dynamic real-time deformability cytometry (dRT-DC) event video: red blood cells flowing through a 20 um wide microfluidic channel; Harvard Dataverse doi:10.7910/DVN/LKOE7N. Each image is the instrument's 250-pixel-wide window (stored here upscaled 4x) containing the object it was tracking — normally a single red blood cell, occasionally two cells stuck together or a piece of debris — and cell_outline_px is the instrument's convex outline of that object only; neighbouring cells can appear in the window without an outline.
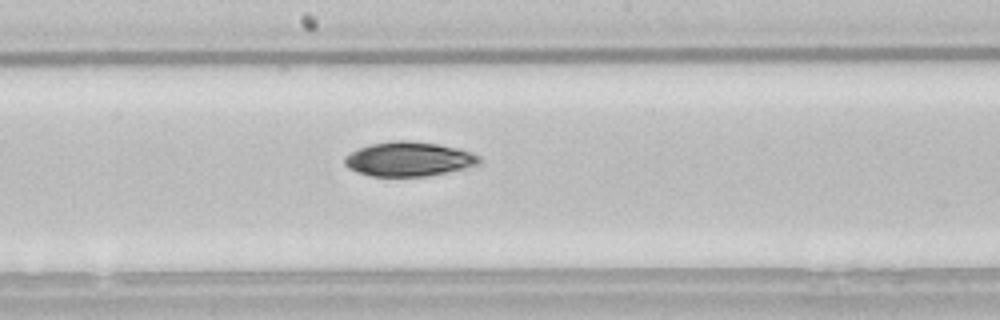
{"species": "common noctule bat (a hibernating species)", "species_latin": "Nyctalus noctula", "temperature_condition": "room temperature", "stored_images_in_passage": 34, "camera_frame_rate_fps": 3000, "um_per_image_px": 0.085, "animal": {"sex": "male", "body_mass_g": 21.5, "forearm_length_mm": 52.0}, "frame": {"image": 1, "passage_image": 20, "time_ms": 6.333, "image_size_px": [1000, 320], "cell_outline_px": [[456, 164], [444, 168], [428, 172], [368, 172], [352, 164], [364, 152], [372, 148], [388, 144], [416, 144], [440, 148], [456, 152]], "centroid_in_image_um": [34.46, 13.49], "position_along_channel_um": 213.7, "area_um2": 16.99}}